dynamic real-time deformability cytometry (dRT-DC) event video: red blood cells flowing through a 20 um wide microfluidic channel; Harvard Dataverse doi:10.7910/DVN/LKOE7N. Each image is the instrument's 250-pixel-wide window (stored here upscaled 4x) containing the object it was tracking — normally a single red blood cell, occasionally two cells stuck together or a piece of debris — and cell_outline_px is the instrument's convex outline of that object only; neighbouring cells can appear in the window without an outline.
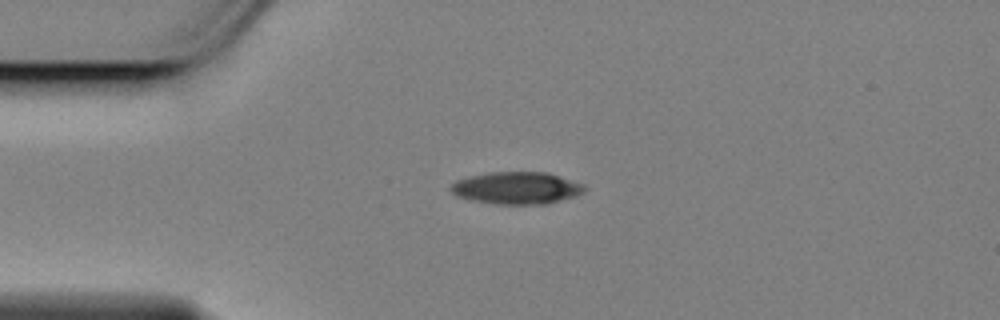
{"species": "Egyptian fruit bat (a non-hibernating species)", "species_latin": "Rousettus aegyptiacus", "temperature_condition": "cold", "stored_images_in_passage": 36, "camera_frame_rate_fps": 3000, "um_per_image_px": 0.085, "animal": {"sex": "female"}, "frame": {"image": 1, "passage_image": 1, "time_ms": 0.0, "image_size_px": [1000, 320], "cell_outline_px": [[588, 188], [584, 192], [548, 204], [492, 204], [468, 200], [456, 196], [448, 188], [456, 180], [488, 172], [548, 172], [584, 184]], "centroid_in_image_um": [43.9, 15.98], "position_along_channel_um": 41.1, "area_um2": 25.26}}
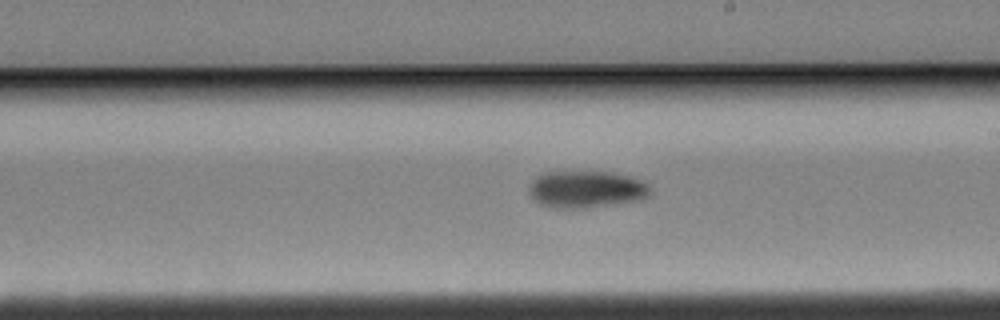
{"frame": {"image": 2, "passage_image": 20, "time_ms": 6.333, "image_size_px": [1000, 320], "cell_outline_px": [[652, 188], [648, 196], [640, 200], [616, 204], [584, 208], [548, 208], [540, 204], [532, 196], [528, 188], [532, 180], [540, 172], [604, 172], [628, 176], [644, 180]], "centroid_in_image_um": [49.83, 16.1], "position_along_channel_um": 239.2, "area_um2": 26.36}}
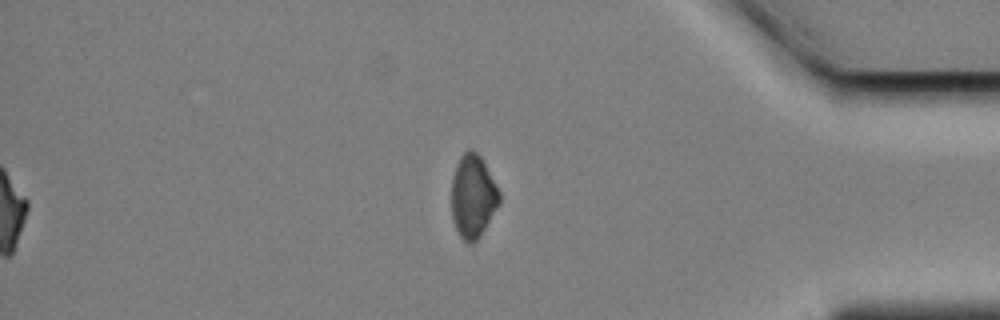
{"frame": {"image": 3, "passage_image": 36, "time_ms": 11.667, "image_size_px": [1000, 320], "cell_outline_px": [[500, 204], [476, 240], [472, 244], [468, 244], [460, 236], [452, 220], [452, 180], [456, 164], [460, 156], [468, 148], [472, 148], [480, 156], [500, 192]], "centroid_in_image_um": [40.19, 16.67], "position_along_channel_um": 395.0, "area_um2": 23.0}, "authors_computed_cell_mechanics": {"area_um2": 25.8077, "velocity_mm_per_s": 3.4609, "shape_relaxation_time_tau1_ms": 3.6347, "shape_relaxation_time_tau2_ms": null, "deformation_change_tau1": 0.1245, "deformation_change_tau2": null}}